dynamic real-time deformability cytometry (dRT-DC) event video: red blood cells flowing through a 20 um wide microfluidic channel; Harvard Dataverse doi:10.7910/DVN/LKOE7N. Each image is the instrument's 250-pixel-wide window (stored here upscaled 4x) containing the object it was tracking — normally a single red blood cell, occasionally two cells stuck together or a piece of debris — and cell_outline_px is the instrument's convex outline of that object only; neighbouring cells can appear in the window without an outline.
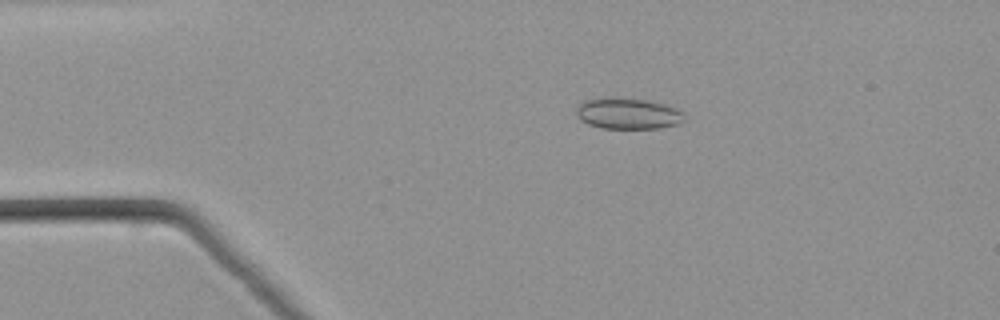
{"species": "common noctule bat (a hibernating species)", "species_latin": "Nyctalus noctula", "temperature_condition": "warm", "stored_images_in_passage": 36, "camera_frame_rate_fps": 3000, "um_per_image_px": 0.085, "animal": {"sex": "male", "body_mass_g": 21.5, "forearm_length_mm": 52.0}, "frame": {"image": 1, "passage_image": 2, "time_ms": 0.333, "image_size_px": [1000, 320], "cell_outline_px": [[688, 120], [680, 124], [660, 128], [600, 128], [588, 124], [580, 120], [576, 116], [576, 108], [584, 100], [604, 96], [612, 96], [648, 100], [664, 104], [676, 108], [684, 112]], "centroid_in_image_um": [53.39, 9.64], "position_along_channel_um": 31.6, "area_um2": 20.23}}
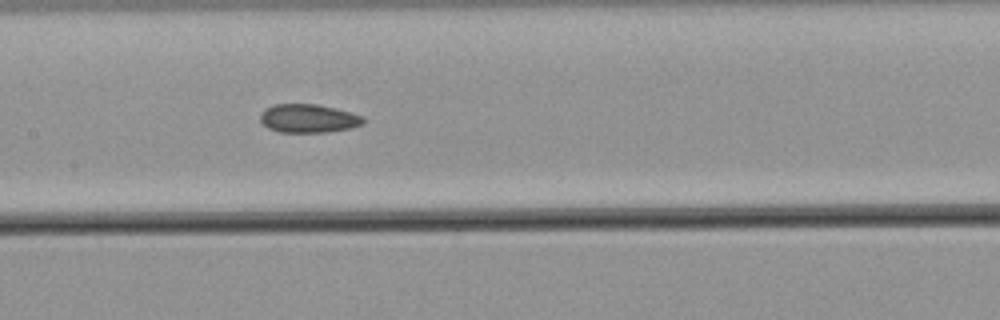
{"frame": {"image": 2, "passage_image": 17, "time_ms": 5.333, "image_size_px": [1000, 320], "cell_outline_px": [[364, 124], [352, 128], [328, 132], [280, 132], [268, 128], [260, 120], [260, 112], [264, 108], [272, 104], [316, 104], [364, 116]], "centroid_in_image_um": [26.19, 10.07], "position_along_channel_um": 181.2, "area_um2": 17.17}}
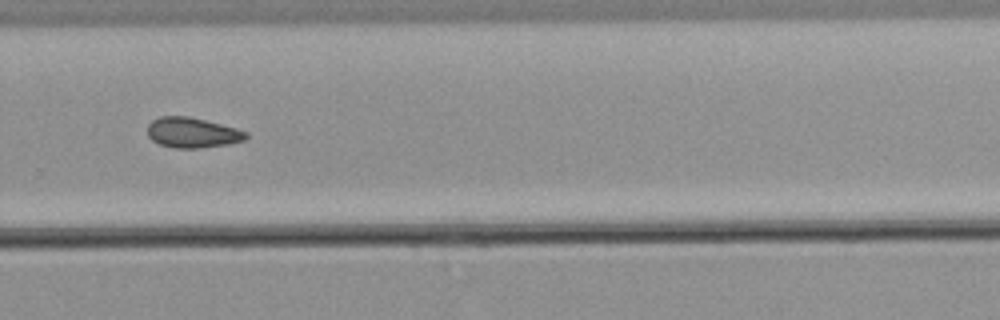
{"frame": {"image": 3, "passage_image": 27, "time_ms": 8.667, "image_size_px": [1000, 320], "cell_outline_px": [[248, 136], [244, 140], [228, 144], [196, 148], [176, 148], [160, 144], [152, 140], [148, 136], [148, 124], [152, 120], [160, 116], [188, 116], [236, 128], [248, 132]], "centroid_in_image_um": [16.34, 11.27], "position_along_channel_um": 313.5, "area_um2": 17.22}}